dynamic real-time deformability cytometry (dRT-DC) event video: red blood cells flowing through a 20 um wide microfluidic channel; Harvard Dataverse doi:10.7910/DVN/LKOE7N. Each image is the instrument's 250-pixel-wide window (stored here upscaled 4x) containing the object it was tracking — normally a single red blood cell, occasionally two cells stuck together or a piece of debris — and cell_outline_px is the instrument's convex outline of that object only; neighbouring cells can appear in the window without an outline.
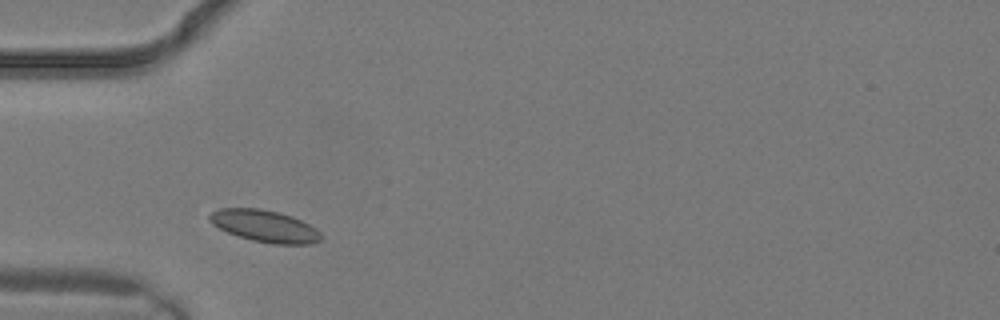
{"species": "common noctule bat (a hibernating species)", "species_latin": "Nyctalus noctula", "temperature_condition": "warm", "stored_images_in_passage": 4, "camera_frame_rate_fps": 3000, "um_per_image_px": 0.085, "animal": {"sex": "male", "body_mass_g": 19.2, "forearm_length_mm": 51.8}, "frame": {"image": 1, "passage_image": 4, "time_ms": 1.0, "image_size_px": [1000, 320], "cell_outline_px": [[324, 236], [320, 240], [312, 244], [272, 244], [252, 240], [228, 232], [212, 224], [208, 220], [208, 216], [212, 212], [220, 208], [260, 208], [292, 216], [316, 228]], "centroid_in_image_um": [22.52, 19.22], "position_along_channel_um": 62.5, "area_um2": 20.69}}